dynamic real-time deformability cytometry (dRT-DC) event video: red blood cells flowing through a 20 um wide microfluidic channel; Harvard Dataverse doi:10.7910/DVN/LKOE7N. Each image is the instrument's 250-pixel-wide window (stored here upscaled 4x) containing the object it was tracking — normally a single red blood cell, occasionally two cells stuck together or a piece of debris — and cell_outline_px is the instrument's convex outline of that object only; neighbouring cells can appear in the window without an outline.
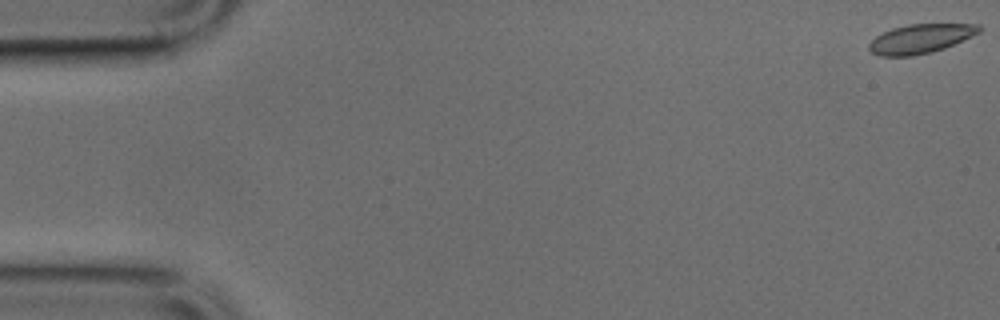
{"species": "common noctule bat (a hibernating species)", "species_latin": "Nyctalus noctula", "temperature_condition": "cold", "stored_images_in_passage": 50, "camera_frame_rate_fps": 3000, "um_per_image_px": 0.085, "animal": {"sex": "male", "body_mass_g": 17.9, "forearm_length_mm": 54.2}, "frame": {"image": 1, "passage_image": 1, "time_ms": 0.0, "image_size_px": [1000, 320], "cell_outline_px": [[984, 28], [980, 32], [944, 48], [932, 52], [912, 56], [880, 56], [872, 52], [868, 48], [868, 44], [876, 36], [892, 28], [908, 24], [980, 24]], "centroid_in_image_um": [78.25, 3.28], "position_along_channel_um": 6.8, "area_um2": 18.67}}
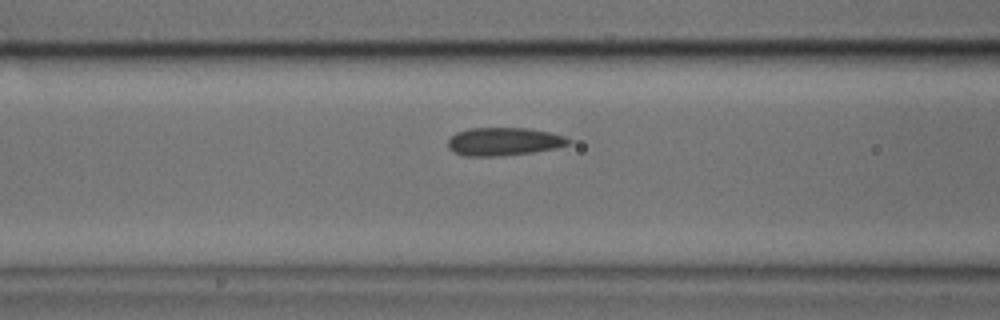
{"frame": {"image": 2, "passage_image": 20, "time_ms": 6.333, "image_size_px": [1000, 320], "cell_outline_px": [[572, 140], [568, 144], [556, 148], [532, 152], [496, 156], [464, 156], [452, 152], [448, 148], [448, 140], [456, 132], [468, 128], [528, 128], [548, 132], [564, 136]], "centroid_in_image_um": [42.78, 12.03], "position_along_channel_um": 123.8, "area_um2": 19.71}}
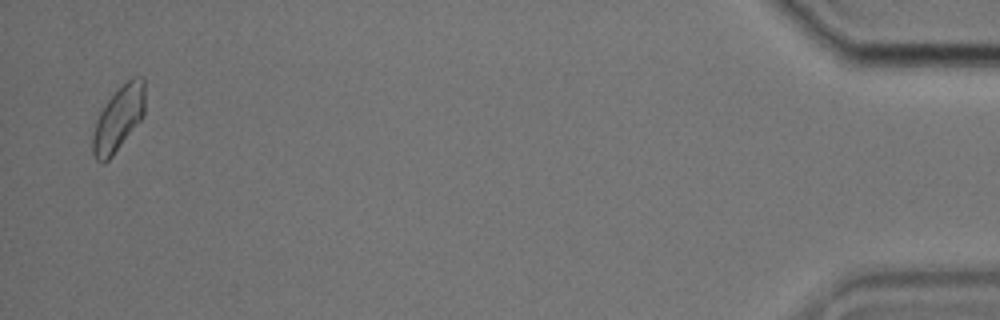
{"frame": {"image": 3, "passage_image": 49, "time_ms": 16.0, "image_size_px": [1000, 320], "cell_outline_px": [[144, 116], [112, 156], [104, 164], [96, 160], [92, 152], [92, 136], [96, 120], [100, 112], [108, 100], [132, 76], [144, 76]], "centroid_in_image_um": [10.07, 10.1], "position_along_channel_um": 425.1, "area_um2": 19.54}}